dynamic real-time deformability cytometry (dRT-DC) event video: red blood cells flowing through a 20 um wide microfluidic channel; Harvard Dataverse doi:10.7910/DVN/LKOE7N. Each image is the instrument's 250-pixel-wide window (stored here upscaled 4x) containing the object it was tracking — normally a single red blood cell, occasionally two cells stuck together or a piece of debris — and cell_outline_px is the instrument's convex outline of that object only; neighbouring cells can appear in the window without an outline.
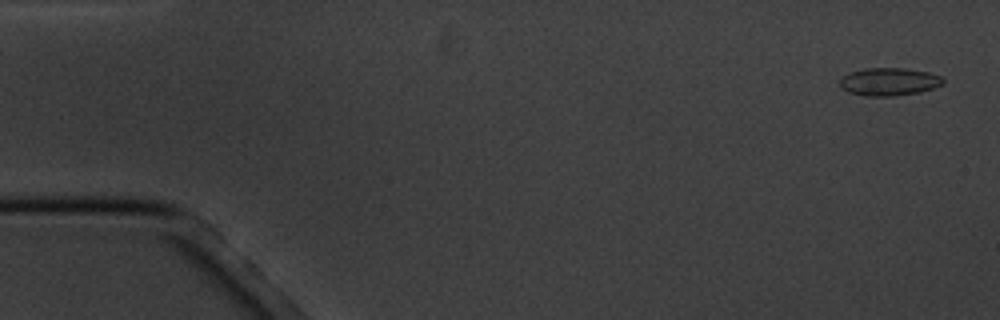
{"species": "common noctule bat (a hibernating species)", "species_latin": "Nyctalus noctula", "temperature_condition": "cold", "stored_images_in_passage": 3, "camera_frame_rate_fps": 3000, "um_per_image_px": 0.085, "animal": {"sex": "male", "body_mass_g": 20.1, "forearm_length_mm": 53.5}, "frame": {"image": 1, "passage_image": 1, "time_ms": 0.0, "image_size_px": [1000, 320], "cell_outline_px": [[944, 84], [920, 92], [892, 96], [868, 96], [848, 92], [840, 88], [840, 80], [848, 72], [864, 68], [904, 68], [928, 72], [940, 76], [944, 80]], "centroid_in_image_um": [75.55, 6.94], "position_along_channel_um": 9.4, "area_um2": 16.76}}